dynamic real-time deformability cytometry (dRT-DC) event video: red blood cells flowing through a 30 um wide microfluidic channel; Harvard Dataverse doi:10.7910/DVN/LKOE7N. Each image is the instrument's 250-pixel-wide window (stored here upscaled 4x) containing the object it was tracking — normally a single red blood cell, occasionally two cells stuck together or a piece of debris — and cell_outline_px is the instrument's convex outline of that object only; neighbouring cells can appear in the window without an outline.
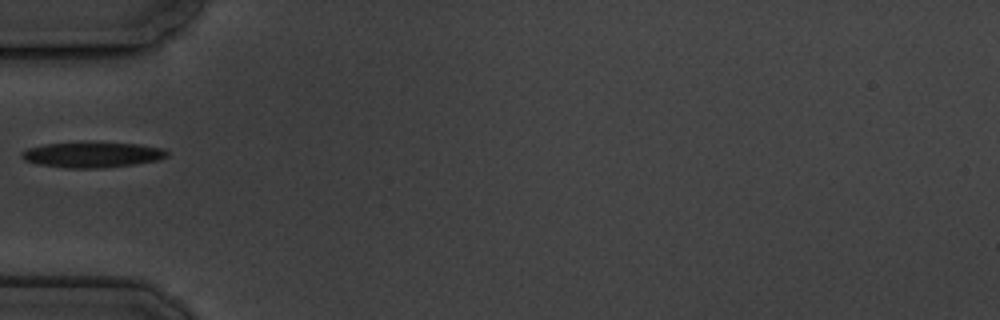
{"species": "common noctule bat (a hibernating species)", "species_latin": "Nyctalus noctula", "temperature_condition": "cold", "stored_images_in_passage": 9, "camera_frame_rate_fps": 3000, "um_per_image_px": 0.085, "animal": {"sex": "male", "body_mass_g": 19.5, "forearm_length_mm": 54.6}, "frame": {"image": 1, "passage_image": 1, "time_ms": 0.0, "image_size_px": [1000, 320], "cell_outline_px": [[168, 156], [160, 160], [104, 168], [64, 168], [36, 164], [24, 160], [20, 156], [20, 152], [28, 148], [44, 144], [84, 140], [96, 140], [140, 144], [164, 148], [168, 152]], "centroid_in_image_um": [7.83, 13.11], "position_along_channel_um": 77.2, "area_um2": 22.72}}
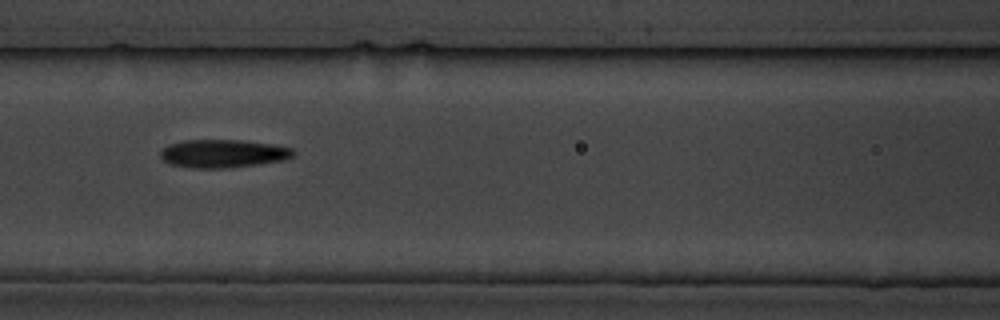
{"frame": {"image": 2, "passage_image": 3, "time_ms": 2.0, "image_size_px": [1000, 320], "cell_outline_px": [[296, 152], [292, 156], [284, 160], [256, 164], [224, 168], [192, 168], [168, 164], [160, 156], [160, 152], [164, 148], [172, 144], [184, 140], [244, 140], [272, 144], [292, 148]], "centroid_in_image_um": [18.96, 13.05], "position_along_channel_um": 147.6, "area_um2": 21.68}}
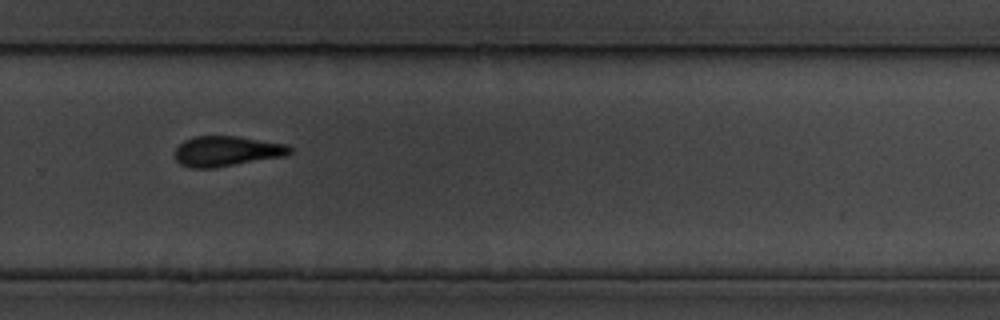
{"frame": {"image": 3, "passage_image": 7, "time_ms": 6.667, "image_size_px": [1000, 320], "cell_outline_px": [[292, 152], [284, 156], [212, 168], [188, 168], [180, 164], [176, 160], [176, 148], [184, 140], [196, 136], [236, 136], [288, 144], [292, 148]], "centroid_in_image_um": [19.27, 12.85], "position_along_channel_um": 310.5, "area_um2": 20.17}}